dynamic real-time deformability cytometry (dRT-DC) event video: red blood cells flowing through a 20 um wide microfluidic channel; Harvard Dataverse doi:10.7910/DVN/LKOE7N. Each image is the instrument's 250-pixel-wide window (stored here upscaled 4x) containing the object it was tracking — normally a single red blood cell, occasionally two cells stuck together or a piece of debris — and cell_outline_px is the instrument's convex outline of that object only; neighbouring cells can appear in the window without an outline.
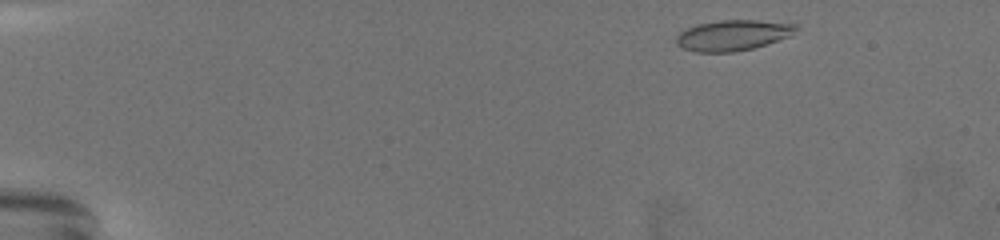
{"species": "common noctule bat (a hibernating species)", "species_latin": "Nyctalus noctula", "temperature_condition": "warm", "stored_images_in_passage": 56, "camera_frame_rate_fps": 3000, "um_per_image_px": 0.085, "animal": {"sex": "female", "body_mass_g": 19.5, "forearm_length_mm": 54.1}, "frame": {"image": 1, "passage_image": 3, "time_ms": 0.667, "image_size_px": [1000, 240], "cell_outline_px": [[796, 28], [788, 36], [752, 48], [732, 52], [696, 52], [684, 48], [676, 44], [676, 36], [680, 32], [696, 24], [720, 20], [756, 20], [796, 24]], "centroid_in_image_um": [62.22, 2.99], "position_along_channel_um": 22.8, "area_um2": 20.92}}
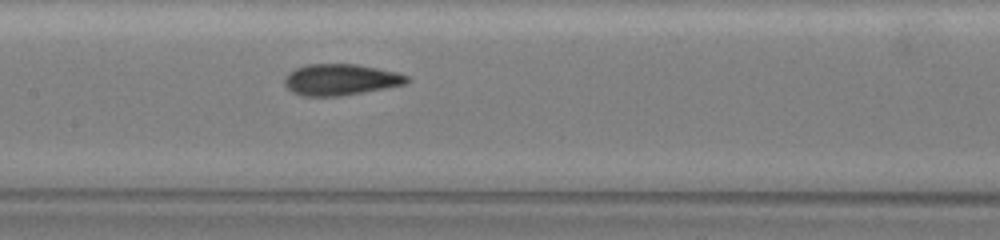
{"frame": {"image": 2, "passage_image": 31, "time_ms": 10.0, "image_size_px": [1000, 240], "cell_outline_px": [[412, 80], [408, 84], [340, 96], [300, 96], [292, 92], [284, 84], [284, 76], [292, 68], [308, 64], [356, 64], [396, 72], [408, 76]], "centroid_in_image_um": [28.93, 6.77], "position_along_channel_um": 178.5, "area_um2": 22.54}}
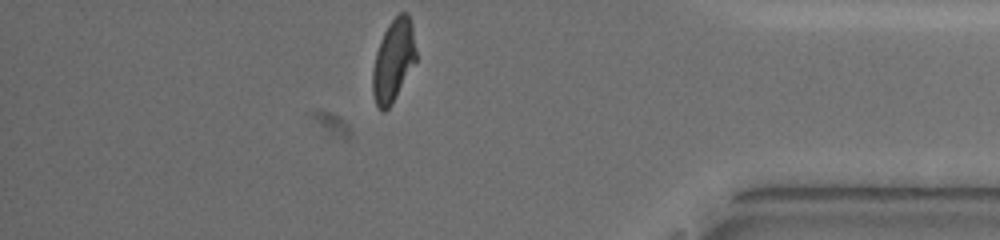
{"frame": {"image": 3, "passage_image": 56, "time_ms": 18.333, "image_size_px": [1000, 240], "cell_outline_px": [[416, 60], [392, 104], [384, 112], [380, 112], [376, 104], [372, 92], [372, 72], [376, 52], [380, 40], [388, 24], [400, 12], [408, 12], [412, 24], [416, 52]], "centroid_in_image_um": [33.42, 5.15], "position_along_channel_um": 401.8, "area_um2": 20.81}, "authors_computed_cell_mechanics": {"area_um2": 21.8773, "velocity_mm_per_s": 2.9976, "shape_relaxation_time_tau1_ms": 6.6967, "shape_relaxation_time_tau2_ms": 1.5749, "deformation_change_tau1": 0.1929, "deformation_change_tau2": 0.0743}}